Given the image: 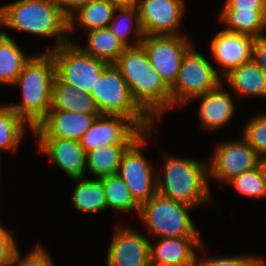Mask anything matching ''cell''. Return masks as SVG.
Returning a JSON list of instances; mask_svg holds the SVG:
<instances>
[{
	"label": "cell",
	"mask_w": 266,
	"mask_h": 266,
	"mask_svg": "<svg viewBox=\"0 0 266 266\" xmlns=\"http://www.w3.org/2000/svg\"><path fill=\"white\" fill-rule=\"evenodd\" d=\"M115 65L138 106L156 124L161 121L165 111L172 109L171 91L153 68L144 48L141 45L126 48Z\"/></svg>",
	"instance_id": "obj_1"
},
{
	"label": "cell",
	"mask_w": 266,
	"mask_h": 266,
	"mask_svg": "<svg viewBox=\"0 0 266 266\" xmlns=\"http://www.w3.org/2000/svg\"><path fill=\"white\" fill-rule=\"evenodd\" d=\"M0 26L37 37L53 38V45L44 52L74 41L68 35V17L55 0H15L0 5Z\"/></svg>",
	"instance_id": "obj_2"
},
{
	"label": "cell",
	"mask_w": 266,
	"mask_h": 266,
	"mask_svg": "<svg viewBox=\"0 0 266 266\" xmlns=\"http://www.w3.org/2000/svg\"><path fill=\"white\" fill-rule=\"evenodd\" d=\"M163 174L157 173V193L194 209L212 201L208 160L163 152ZM160 174V175H159Z\"/></svg>",
	"instance_id": "obj_3"
},
{
	"label": "cell",
	"mask_w": 266,
	"mask_h": 266,
	"mask_svg": "<svg viewBox=\"0 0 266 266\" xmlns=\"http://www.w3.org/2000/svg\"><path fill=\"white\" fill-rule=\"evenodd\" d=\"M56 67L50 52L36 53L24 66L13 86L22 92V101L9 105L29 126L35 128L52 105Z\"/></svg>",
	"instance_id": "obj_4"
},
{
	"label": "cell",
	"mask_w": 266,
	"mask_h": 266,
	"mask_svg": "<svg viewBox=\"0 0 266 266\" xmlns=\"http://www.w3.org/2000/svg\"><path fill=\"white\" fill-rule=\"evenodd\" d=\"M194 208L156 193L140 205L138 220L147 229L146 234L158 238H202L191 212Z\"/></svg>",
	"instance_id": "obj_5"
},
{
	"label": "cell",
	"mask_w": 266,
	"mask_h": 266,
	"mask_svg": "<svg viewBox=\"0 0 266 266\" xmlns=\"http://www.w3.org/2000/svg\"><path fill=\"white\" fill-rule=\"evenodd\" d=\"M90 94L101 115H118L130 118L143 132L157 128L156 123L132 98L119 68L109 64L97 79Z\"/></svg>",
	"instance_id": "obj_6"
},
{
	"label": "cell",
	"mask_w": 266,
	"mask_h": 266,
	"mask_svg": "<svg viewBox=\"0 0 266 266\" xmlns=\"http://www.w3.org/2000/svg\"><path fill=\"white\" fill-rule=\"evenodd\" d=\"M210 60L197 51L195 45L184 55L178 77L170 88L172 109L188 105L197 96L217 88L223 78L218 68Z\"/></svg>",
	"instance_id": "obj_7"
},
{
	"label": "cell",
	"mask_w": 266,
	"mask_h": 266,
	"mask_svg": "<svg viewBox=\"0 0 266 266\" xmlns=\"http://www.w3.org/2000/svg\"><path fill=\"white\" fill-rule=\"evenodd\" d=\"M156 128L144 132L123 153L118 175L130 189L135 201L142 205L157 193V172L143 153Z\"/></svg>",
	"instance_id": "obj_8"
},
{
	"label": "cell",
	"mask_w": 266,
	"mask_h": 266,
	"mask_svg": "<svg viewBox=\"0 0 266 266\" xmlns=\"http://www.w3.org/2000/svg\"><path fill=\"white\" fill-rule=\"evenodd\" d=\"M54 59L56 76L70 86L90 93L109 63L85 54L75 43L49 51Z\"/></svg>",
	"instance_id": "obj_9"
},
{
	"label": "cell",
	"mask_w": 266,
	"mask_h": 266,
	"mask_svg": "<svg viewBox=\"0 0 266 266\" xmlns=\"http://www.w3.org/2000/svg\"><path fill=\"white\" fill-rule=\"evenodd\" d=\"M193 44L186 34L144 36L141 46L155 71L171 88L178 77L181 61Z\"/></svg>",
	"instance_id": "obj_10"
},
{
	"label": "cell",
	"mask_w": 266,
	"mask_h": 266,
	"mask_svg": "<svg viewBox=\"0 0 266 266\" xmlns=\"http://www.w3.org/2000/svg\"><path fill=\"white\" fill-rule=\"evenodd\" d=\"M240 137L216 143L208 160L209 178L227 183L233 177L259 166L261 157L242 135Z\"/></svg>",
	"instance_id": "obj_11"
},
{
	"label": "cell",
	"mask_w": 266,
	"mask_h": 266,
	"mask_svg": "<svg viewBox=\"0 0 266 266\" xmlns=\"http://www.w3.org/2000/svg\"><path fill=\"white\" fill-rule=\"evenodd\" d=\"M137 8L144 36L185 35L180 31L184 0H139Z\"/></svg>",
	"instance_id": "obj_12"
},
{
	"label": "cell",
	"mask_w": 266,
	"mask_h": 266,
	"mask_svg": "<svg viewBox=\"0 0 266 266\" xmlns=\"http://www.w3.org/2000/svg\"><path fill=\"white\" fill-rule=\"evenodd\" d=\"M143 133L130 118L100 115L79 142L87 153L104 145H131Z\"/></svg>",
	"instance_id": "obj_13"
},
{
	"label": "cell",
	"mask_w": 266,
	"mask_h": 266,
	"mask_svg": "<svg viewBox=\"0 0 266 266\" xmlns=\"http://www.w3.org/2000/svg\"><path fill=\"white\" fill-rule=\"evenodd\" d=\"M107 249V266H149L150 238L133 227L117 224Z\"/></svg>",
	"instance_id": "obj_14"
},
{
	"label": "cell",
	"mask_w": 266,
	"mask_h": 266,
	"mask_svg": "<svg viewBox=\"0 0 266 266\" xmlns=\"http://www.w3.org/2000/svg\"><path fill=\"white\" fill-rule=\"evenodd\" d=\"M255 37L221 29L209 43L211 55L219 65L218 74L224 78L233 69L252 60Z\"/></svg>",
	"instance_id": "obj_15"
},
{
	"label": "cell",
	"mask_w": 266,
	"mask_h": 266,
	"mask_svg": "<svg viewBox=\"0 0 266 266\" xmlns=\"http://www.w3.org/2000/svg\"><path fill=\"white\" fill-rule=\"evenodd\" d=\"M100 115L50 109L46 117L32 129V134L35 138H59L80 141Z\"/></svg>",
	"instance_id": "obj_16"
},
{
	"label": "cell",
	"mask_w": 266,
	"mask_h": 266,
	"mask_svg": "<svg viewBox=\"0 0 266 266\" xmlns=\"http://www.w3.org/2000/svg\"><path fill=\"white\" fill-rule=\"evenodd\" d=\"M224 87L225 83L222 82L217 88L192 99L199 101V125L204 131H218L235 117L236 97H233L231 90L226 91Z\"/></svg>",
	"instance_id": "obj_17"
},
{
	"label": "cell",
	"mask_w": 266,
	"mask_h": 266,
	"mask_svg": "<svg viewBox=\"0 0 266 266\" xmlns=\"http://www.w3.org/2000/svg\"><path fill=\"white\" fill-rule=\"evenodd\" d=\"M36 139L38 152L48 156L70 180L86 176V152L79 141L59 138Z\"/></svg>",
	"instance_id": "obj_18"
},
{
	"label": "cell",
	"mask_w": 266,
	"mask_h": 266,
	"mask_svg": "<svg viewBox=\"0 0 266 266\" xmlns=\"http://www.w3.org/2000/svg\"><path fill=\"white\" fill-rule=\"evenodd\" d=\"M150 242V263L157 266H192L197 251L205 252L202 238H158Z\"/></svg>",
	"instance_id": "obj_19"
},
{
	"label": "cell",
	"mask_w": 266,
	"mask_h": 266,
	"mask_svg": "<svg viewBox=\"0 0 266 266\" xmlns=\"http://www.w3.org/2000/svg\"><path fill=\"white\" fill-rule=\"evenodd\" d=\"M223 83L231 87L230 90L239 100L266 98V72L253 60L233 69L223 78Z\"/></svg>",
	"instance_id": "obj_20"
},
{
	"label": "cell",
	"mask_w": 266,
	"mask_h": 266,
	"mask_svg": "<svg viewBox=\"0 0 266 266\" xmlns=\"http://www.w3.org/2000/svg\"><path fill=\"white\" fill-rule=\"evenodd\" d=\"M51 109L81 114H101L90 93L63 83L57 76L53 81Z\"/></svg>",
	"instance_id": "obj_21"
},
{
	"label": "cell",
	"mask_w": 266,
	"mask_h": 266,
	"mask_svg": "<svg viewBox=\"0 0 266 266\" xmlns=\"http://www.w3.org/2000/svg\"><path fill=\"white\" fill-rule=\"evenodd\" d=\"M116 8L110 0H95L79 7L68 17V35L76 31L78 25L85 32L108 28Z\"/></svg>",
	"instance_id": "obj_22"
},
{
	"label": "cell",
	"mask_w": 266,
	"mask_h": 266,
	"mask_svg": "<svg viewBox=\"0 0 266 266\" xmlns=\"http://www.w3.org/2000/svg\"><path fill=\"white\" fill-rule=\"evenodd\" d=\"M72 181L76 182L71 195L72 207L76 212L95 215L107 211L104 185L100 179L84 177Z\"/></svg>",
	"instance_id": "obj_23"
},
{
	"label": "cell",
	"mask_w": 266,
	"mask_h": 266,
	"mask_svg": "<svg viewBox=\"0 0 266 266\" xmlns=\"http://www.w3.org/2000/svg\"><path fill=\"white\" fill-rule=\"evenodd\" d=\"M35 54L27 56L14 37L0 30V85H13Z\"/></svg>",
	"instance_id": "obj_24"
},
{
	"label": "cell",
	"mask_w": 266,
	"mask_h": 266,
	"mask_svg": "<svg viewBox=\"0 0 266 266\" xmlns=\"http://www.w3.org/2000/svg\"><path fill=\"white\" fill-rule=\"evenodd\" d=\"M85 33V45L77 44L76 40L73 43L85 54L109 64H115L127 48L109 28L94 29Z\"/></svg>",
	"instance_id": "obj_25"
},
{
	"label": "cell",
	"mask_w": 266,
	"mask_h": 266,
	"mask_svg": "<svg viewBox=\"0 0 266 266\" xmlns=\"http://www.w3.org/2000/svg\"><path fill=\"white\" fill-rule=\"evenodd\" d=\"M217 19L225 31L255 38L266 36V11L220 10Z\"/></svg>",
	"instance_id": "obj_26"
},
{
	"label": "cell",
	"mask_w": 266,
	"mask_h": 266,
	"mask_svg": "<svg viewBox=\"0 0 266 266\" xmlns=\"http://www.w3.org/2000/svg\"><path fill=\"white\" fill-rule=\"evenodd\" d=\"M130 145H104L86 153V173L101 179L118 173L123 153Z\"/></svg>",
	"instance_id": "obj_27"
},
{
	"label": "cell",
	"mask_w": 266,
	"mask_h": 266,
	"mask_svg": "<svg viewBox=\"0 0 266 266\" xmlns=\"http://www.w3.org/2000/svg\"><path fill=\"white\" fill-rule=\"evenodd\" d=\"M29 126L9 105H0V157L3 152L15 153ZM17 150V151H16Z\"/></svg>",
	"instance_id": "obj_28"
},
{
	"label": "cell",
	"mask_w": 266,
	"mask_h": 266,
	"mask_svg": "<svg viewBox=\"0 0 266 266\" xmlns=\"http://www.w3.org/2000/svg\"><path fill=\"white\" fill-rule=\"evenodd\" d=\"M108 28L127 48L140 46L143 41L144 33L137 7L116 8ZM130 36L135 37L132 39L134 42Z\"/></svg>",
	"instance_id": "obj_29"
},
{
	"label": "cell",
	"mask_w": 266,
	"mask_h": 266,
	"mask_svg": "<svg viewBox=\"0 0 266 266\" xmlns=\"http://www.w3.org/2000/svg\"><path fill=\"white\" fill-rule=\"evenodd\" d=\"M104 185L107 208L117 213H136L138 217L140 205L132 197L130 189L118 175H110L100 179Z\"/></svg>",
	"instance_id": "obj_30"
},
{
	"label": "cell",
	"mask_w": 266,
	"mask_h": 266,
	"mask_svg": "<svg viewBox=\"0 0 266 266\" xmlns=\"http://www.w3.org/2000/svg\"><path fill=\"white\" fill-rule=\"evenodd\" d=\"M226 184L232 186L238 194L246 198H266V185L260 165L253 170L233 177Z\"/></svg>",
	"instance_id": "obj_31"
},
{
	"label": "cell",
	"mask_w": 266,
	"mask_h": 266,
	"mask_svg": "<svg viewBox=\"0 0 266 266\" xmlns=\"http://www.w3.org/2000/svg\"><path fill=\"white\" fill-rule=\"evenodd\" d=\"M242 136L261 158H266V112H257L249 117Z\"/></svg>",
	"instance_id": "obj_32"
},
{
	"label": "cell",
	"mask_w": 266,
	"mask_h": 266,
	"mask_svg": "<svg viewBox=\"0 0 266 266\" xmlns=\"http://www.w3.org/2000/svg\"><path fill=\"white\" fill-rule=\"evenodd\" d=\"M54 264L48 250L38 242L25 257L21 256L18 248L12 257L10 266H55Z\"/></svg>",
	"instance_id": "obj_33"
},
{
	"label": "cell",
	"mask_w": 266,
	"mask_h": 266,
	"mask_svg": "<svg viewBox=\"0 0 266 266\" xmlns=\"http://www.w3.org/2000/svg\"><path fill=\"white\" fill-rule=\"evenodd\" d=\"M196 255L192 266H254L256 255L240 254L217 257H199Z\"/></svg>",
	"instance_id": "obj_34"
},
{
	"label": "cell",
	"mask_w": 266,
	"mask_h": 266,
	"mask_svg": "<svg viewBox=\"0 0 266 266\" xmlns=\"http://www.w3.org/2000/svg\"><path fill=\"white\" fill-rule=\"evenodd\" d=\"M16 239L3 224L0 225V266H10L12 257L18 249Z\"/></svg>",
	"instance_id": "obj_35"
},
{
	"label": "cell",
	"mask_w": 266,
	"mask_h": 266,
	"mask_svg": "<svg viewBox=\"0 0 266 266\" xmlns=\"http://www.w3.org/2000/svg\"><path fill=\"white\" fill-rule=\"evenodd\" d=\"M220 10L266 11V0H225Z\"/></svg>",
	"instance_id": "obj_36"
},
{
	"label": "cell",
	"mask_w": 266,
	"mask_h": 266,
	"mask_svg": "<svg viewBox=\"0 0 266 266\" xmlns=\"http://www.w3.org/2000/svg\"><path fill=\"white\" fill-rule=\"evenodd\" d=\"M252 60L266 72V36L255 39Z\"/></svg>",
	"instance_id": "obj_37"
},
{
	"label": "cell",
	"mask_w": 266,
	"mask_h": 266,
	"mask_svg": "<svg viewBox=\"0 0 266 266\" xmlns=\"http://www.w3.org/2000/svg\"><path fill=\"white\" fill-rule=\"evenodd\" d=\"M62 12L69 17L79 7L89 4L95 0H55Z\"/></svg>",
	"instance_id": "obj_38"
},
{
	"label": "cell",
	"mask_w": 266,
	"mask_h": 266,
	"mask_svg": "<svg viewBox=\"0 0 266 266\" xmlns=\"http://www.w3.org/2000/svg\"><path fill=\"white\" fill-rule=\"evenodd\" d=\"M117 8L138 7L139 0H110Z\"/></svg>",
	"instance_id": "obj_39"
},
{
	"label": "cell",
	"mask_w": 266,
	"mask_h": 266,
	"mask_svg": "<svg viewBox=\"0 0 266 266\" xmlns=\"http://www.w3.org/2000/svg\"><path fill=\"white\" fill-rule=\"evenodd\" d=\"M259 165L261 167V171H262V174H263L264 182H265V185H266V158H261V161H260Z\"/></svg>",
	"instance_id": "obj_40"
},
{
	"label": "cell",
	"mask_w": 266,
	"mask_h": 266,
	"mask_svg": "<svg viewBox=\"0 0 266 266\" xmlns=\"http://www.w3.org/2000/svg\"><path fill=\"white\" fill-rule=\"evenodd\" d=\"M265 260L266 259H263V257L261 258L260 256L258 257V255H256L254 266H266Z\"/></svg>",
	"instance_id": "obj_41"
},
{
	"label": "cell",
	"mask_w": 266,
	"mask_h": 266,
	"mask_svg": "<svg viewBox=\"0 0 266 266\" xmlns=\"http://www.w3.org/2000/svg\"><path fill=\"white\" fill-rule=\"evenodd\" d=\"M1 161H2V160H1V157H0V178H1V169H2V168H1V167H2V164H1L2 162H1ZM0 180H1V179H0Z\"/></svg>",
	"instance_id": "obj_42"
}]
</instances>
